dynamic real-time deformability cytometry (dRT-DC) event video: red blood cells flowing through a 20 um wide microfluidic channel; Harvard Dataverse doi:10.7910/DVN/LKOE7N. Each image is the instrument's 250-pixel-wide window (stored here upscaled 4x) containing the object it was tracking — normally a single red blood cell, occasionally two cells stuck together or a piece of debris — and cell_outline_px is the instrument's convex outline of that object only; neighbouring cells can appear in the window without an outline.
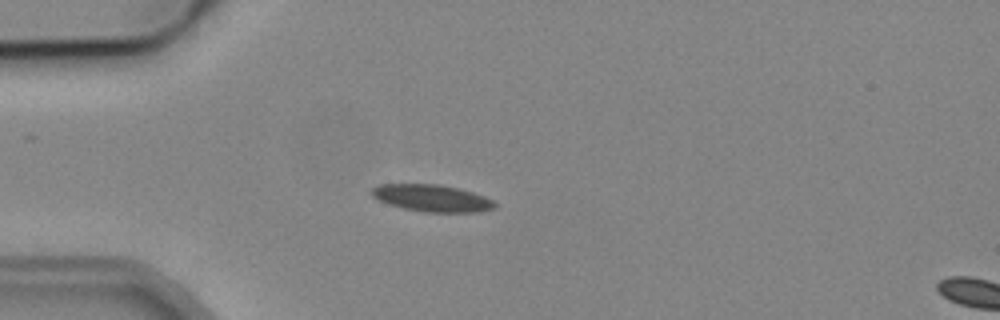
{"species": "common noctule bat (a hibernating species)", "species_latin": "Nyctalus noctula", "temperature_condition": "cold", "stored_images_in_passage": 5, "camera_frame_rate_fps": 3000, "um_per_image_px": 0.085, "animal": {"sex": "male", "body_mass_g": 19.2, "forearm_length_mm": 51.8}, "frame": {"image": 1, "passage_image": 4, "time_ms": 3.667, "image_size_px": [1000, 320], "cell_outline_px": [[496, 208], [472, 212], [424, 212], [404, 208], [388, 204], [372, 196], [372, 188], [380, 184], [440, 184], [460, 188], [484, 196], [492, 200], [496, 204]], "centroid_in_image_um": [36.72, 16.83], "position_along_channel_um": 48.3, "area_um2": 19.25}}